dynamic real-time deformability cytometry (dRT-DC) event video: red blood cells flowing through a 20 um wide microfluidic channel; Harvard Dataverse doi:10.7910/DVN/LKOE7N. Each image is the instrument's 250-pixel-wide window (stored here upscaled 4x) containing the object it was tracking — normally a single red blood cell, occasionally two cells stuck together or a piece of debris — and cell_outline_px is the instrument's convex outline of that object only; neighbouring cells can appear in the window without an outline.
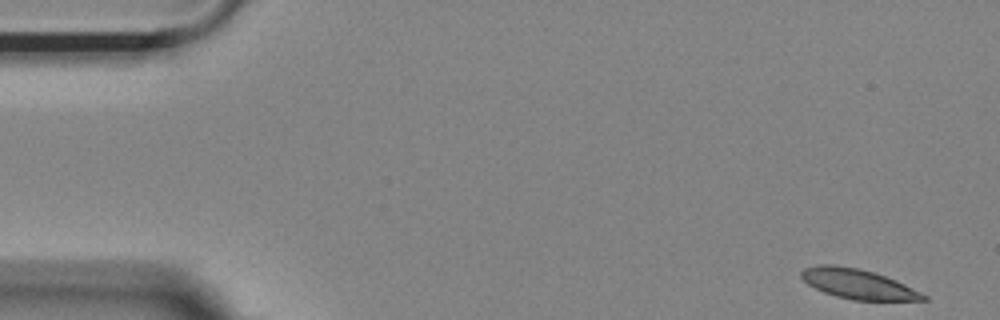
{"species": "Egyptian fruit bat (a non-hibernating species)", "species_latin": "Rousettus aegyptiacus", "temperature_condition": "room temperature", "stored_images_in_passage": 45, "camera_frame_rate_fps": 3000, "um_per_image_px": 0.085, "animal": {"sex": "female"}, "frame": {"image": 1, "passage_image": 1, "time_ms": 0.0, "image_size_px": [1000, 320], "cell_outline_px": [[928, 300], [852, 300], [836, 296], [824, 292], [808, 284], [800, 276], [800, 272], [804, 268], [816, 264], [832, 264], [856, 268], [872, 272], [896, 280], [928, 296]], "centroid_in_image_um": [72.9, 24.13], "position_along_channel_um": 12.1, "area_um2": 20.98}}
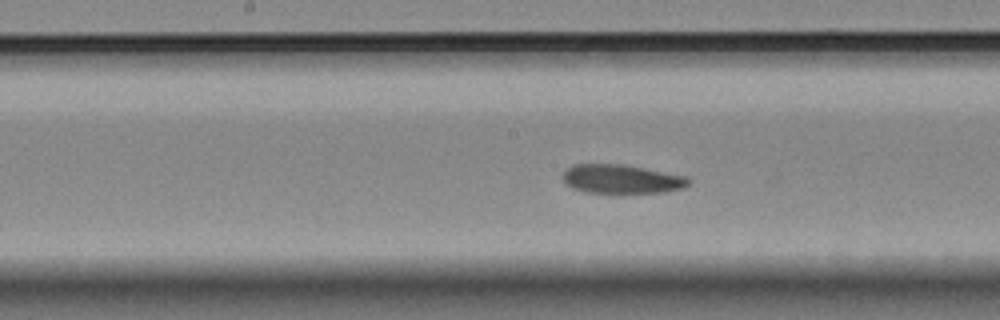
{"frame": {"image": 2, "passage_image": 26, "time_ms": 8.333, "image_size_px": [1000, 320], "cell_outline_px": [[692, 180], [684, 188], [668, 192], [584, 192], [572, 188], [564, 184], [564, 172], [572, 164], [624, 164], [688, 176]], "centroid_in_image_um": [52.87, 15.21], "position_along_channel_um": 195.3, "area_um2": 21.27}}
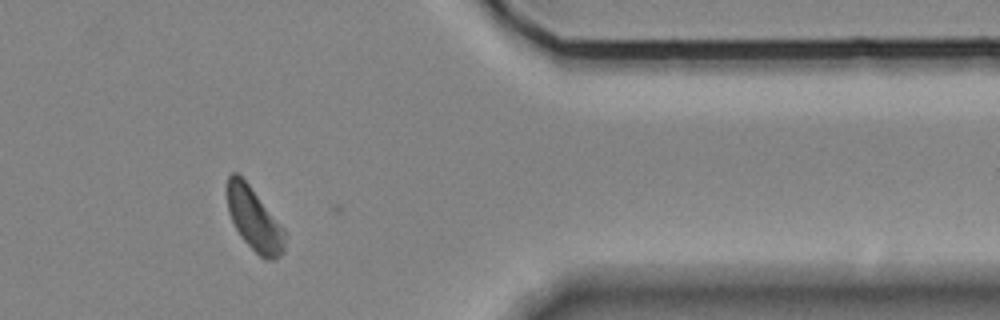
{"frame": {"image": 3, "passage_image": 44, "time_ms": 14.333, "image_size_px": [1000, 320], "cell_outline_px": [[288, 232], [284, 252], [276, 260], [268, 260], [260, 256], [240, 236], [228, 212], [228, 176], [232, 172], [236, 172], [248, 184]], "centroid_in_image_um": [21.67, 18.69], "position_along_channel_um": 389.7, "area_um2": 21.15}}